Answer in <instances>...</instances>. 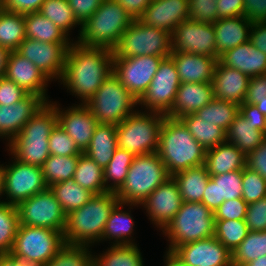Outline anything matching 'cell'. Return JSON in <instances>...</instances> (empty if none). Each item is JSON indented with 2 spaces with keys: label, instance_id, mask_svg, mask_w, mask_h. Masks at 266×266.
<instances>
[{
  "label": "cell",
  "instance_id": "1",
  "mask_svg": "<svg viewBox=\"0 0 266 266\" xmlns=\"http://www.w3.org/2000/svg\"><path fill=\"white\" fill-rule=\"evenodd\" d=\"M112 73L113 50L73 42L68 49L64 73L59 82L70 95L80 100V104H86Z\"/></svg>",
  "mask_w": 266,
  "mask_h": 266
},
{
  "label": "cell",
  "instance_id": "2",
  "mask_svg": "<svg viewBox=\"0 0 266 266\" xmlns=\"http://www.w3.org/2000/svg\"><path fill=\"white\" fill-rule=\"evenodd\" d=\"M119 202L115 192L107 191L94 194L82 207L68 213L63 231L65 244L88 247L100 244L105 224Z\"/></svg>",
  "mask_w": 266,
  "mask_h": 266
},
{
  "label": "cell",
  "instance_id": "3",
  "mask_svg": "<svg viewBox=\"0 0 266 266\" xmlns=\"http://www.w3.org/2000/svg\"><path fill=\"white\" fill-rule=\"evenodd\" d=\"M157 154L170 176L205 163L206 149L190 134L180 119L165 116Z\"/></svg>",
  "mask_w": 266,
  "mask_h": 266
},
{
  "label": "cell",
  "instance_id": "4",
  "mask_svg": "<svg viewBox=\"0 0 266 266\" xmlns=\"http://www.w3.org/2000/svg\"><path fill=\"white\" fill-rule=\"evenodd\" d=\"M56 124V109L47 102L6 144L9 156L22 163L41 167L50 156L49 136Z\"/></svg>",
  "mask_w": 266,
  "mask_h": 266
},
{
  "label": "cell",
  "instance_id": "5",
  "mask_svg": "<svg viewBox=\"0 0 266 266\" xmlns=\"http://www.w3.org/2000/svg\"><path fill=\"white\" fill-rule=\"evenodd\" d=\"M133 18L115 0H104L92 16L81 25L78 39L86 47H106L113 50Z\"/></svg>",
  "mask_w": 266,
  "mask_h": 266
},
{
  "label": "cell",
  "instance_id": "6",
  "mask_svg": "<svg viewBox=\"0 0 266 266\" xmlns=\"http://www.w3.org/2000/svg\"><path fill=\"white\" fill-rule=\"evenodd\" d=\"M170 177L157 152L135 155L124 183L115 194L121 203L140 205Z\"/></svg>",
  "mask_w": 266,
  "mask_h": 266
},
{
  "label": "cell",
  "instance_id": "7",
  "mask_svg": "<svg viewBox=\"0 0 266 266\" xmlns=\"http://www.w3.org/2000/svg\"><path fill=\"white\" fill-rule=\"evenodd\" d=\"M215 234V217L202 202H183L173 220L162 231L168 238L167 251L173 252L178 246Z\"/></svg>",
  "mask_w": 266,
  "mask_h": 266
},
{
  "label": "cell",
  "instance_id": "8",
  "mask_svg": "<svg viewBox=\"0 0 266 266\" xmlns=\"http://www.w3.org/2000/svg\"><path fill=\"white\" fill-rule=\"evenodd\" d=\"M165 115L159 112L137 110L116 125L118 148L134 155L155 153Z\"/></svg>",
  "mask_w": 266,
  "mask_h": 266
},
{
  "label": "cell",
  "instance_id": "9",
  "mask_svg": "<svg viewBox=\"0 0 266 266\" xmlns=\"http://www.w3.org/2000/svg\"><path fill=\"white\" fill-rule=\"evenodd\" d=\"M85 105L99 124L118 125L139 109V100L112 73Z\"/></svg>",
  "mask_w": 266,
  "mask_h": 266
},
{
  "label": "cell",
  "instance_id": "10",
  "mask_svg": "<svg viewBox=\"0 0 266 266\" xmlns=\"http://www.w3.org/2000/svg\"><path fill=\"white\" fill-rule=\"evenodd\" d=\"M145 55L170 56L171 34L163 29L147 26L139 19H133L113 49V56L129 58Z\"/></svg>",
  "mask_w": 266,
  "mask_h": 266
},
{
  "label": "cell",
  "instance_id": "11",
  "mask_svg": "<svg viewBox=\"0 0 266 266\" xmlns=\"http://www.w3.org/2000/svg\"><path fill=\"white\" fill-rule=\"evenodd\" d=\"M64 244L61 231L20 224L11 251L45 265Z\"/></svg>",
  "mask_w": 266,
  "mask_h": 266
},
{
  "label": "cell",
  "instance_id": "12",
  "mask_svg": "<svg viewBox=\"0 0 266 266\" xmlns=\"http://www.w3.org/2000/svg\"><path fill=\"white\" fill-rule=\"evenodd\" d=\"M12 160V161H11ZM4 165V196L2 202L17 206L31 196L48 189L40 166L22 163L11 157Z\"/></svg>",
  "mask_w": 266,
  "mask_h": 266
},
{
  "label": "cell",
  "instance_id": "13",
  "mask_svg": "<svg viewBox=\"0 0 266 266\" xmlns=\"http://www.w3.org/2000/svg\"><path fill=\"white\" fill-rule=\"evenodd\" d=\"M16 208L21 225L45 227L63 233L66 214L49 188L22 201Z\"/></svg>",
  "mask_w": 266,
  "mask_h": 266
},
{
  "label": "cell",
  "instance_id": "14",
  "mask_svg": "<svg viewBox=\"0 0 266 266\" xmlns=\"http://www.w3.org/2000/svg\"><path fill=\"white\" fill-rule=\"evenodd\" d=\"M181 84L173 59H162L146 93L139 100L140 110L166 115L172 108Z\"/></svg>",
  "mask_w": 266,
  "mask_h": 266
},
{
  "label": "cell",
  "instance_id": "15",
  "mask_svg": "<svg viewBox=\"0 0 266 266\" xmlns=\"http://www.w3.org/2000/svg\"><path fill=\"white\" fill-rule=\"evenodd\" d=\"M163 58L165 57L150 55L129 58L113 56V73L140 100L148 90Z\"/></svg>",
  "mask_w": 266,
  "mask_h": 266
},
{
  "label": "cell",
  "instance_id": "16",
  "mask_svg": "<svg viewBox=\"0 0 266 266\" xmlns=\"http://www.w3.org/2000/svg\"><path fill=\"white\" fill-rule=\"evenodd\" d=\"M171 51L215 57L216 35L213 24L182 21L171 34Z\"/></svg>",
  "mask_w": 266,
  "mask_h": 266
},
{
  "label": "cell",
  "instance_id": "17",
  "mask_svg": "<svg viewBox=\"0 0 266 266\" xmlns=\"http://www.w3.org/2000/svg\"><path fill=\"white\" fill-rule=\"evenodd\" d=\"M72 44H55L25 38L16 50L31 61L51 81L61 80L69 47Z\"/></svg>",
  "mask_w": 266,
  "mask_h": 266
},
{
  "label": "cell",
  "instance_id": "18",
  "mask_svg": "<svg viewBox=\"0 0 266 266\" xmlns=\"http://www.w3.org/2000/svg\"><path fill=\"white\" fill-rule=\"evenodd\" d=\"M50 103L56 109L58 125L75 142L78 149L84 153L99 124L92 111L85 104L80 103H74L64 109L57 101L50 100Z\"/></svg>",
  "mask_w": 266,
  "mask_h": 266
},
{
  "label": "cell",
  "instance_id": "19",
  "mask_svg": "<svg viewBox=\"0 0 266 266\" xmlns=\"http://www.w3.org/2000/svg\"><path fill=\"white\" fill-rule=\"evenodd\" d=\"M183 203L176 181L171 176L141 204L150 222L163 231L173 220Z\"/></svg>",
  "mask_w": 266,
  "mask_h": 266
},
{
  "label": "cell",
  "instance_id": "20",
  "mask_svg": "<svg viewBox=\"0 0 266 266\" xmlns=\"http://www.w3.org/2000/svg\"><path fill=\"white\" fill-rule=\"evenodd\" d=\"M173 253L189 266H232V252L214 236L180 245Z\"/></svg>",
  "mask_w": 266,
  "mask_h": 266
},
{
  "label": "cell",
  "instance_id": "21",
  "mask_svg": "<svg viewBox=\"0 0 266 266\" xmlns=\"http://www.w3.org/2000/svg\"><path fill=\"white\" fill-rule=\"evenodd\" d=\"M5 77L15 82L28 94H37L46 102H50L47 87L52 81L17 51H11L9 54Z\"/></svg>",
  "mask_w": 266,
  "mask_h": 266
},
{
  "label": "cell",
  "instance_id": "22",
  "mask_svg": "<svg viewBox=\"0 0 266 266\" xmlns=\"http://www.w3.org/2000/svg\"><path fill=\"white\" fill-rule=\"evenodd\" d=\"M47 102L37 94H28L21 101L8 106L0 105V138L8 144L24 125Z\"/></svg>",
  "mask_w": 266,
  "mask_h": 266
},
{
  "label": "cell",
  "instance_id": "23",
  "mask_svg": "<svg viewBox=\"0 0 266 266\" xmlns=\"http://www.w3.org/2000/svg\"><path fill=\"white\" fill-rule=\"evenodd\" d=\"M188 9L189 0H151L139 20L172 34L182 21L189 20Z\"/></svg>",
  "mask_w": 266,
  "mask_h": 266
},
{
  "label": "cell",
  "instance_id": "24",
  "mask_svg": "<svg viewBox=\"0 0 266 266\" xmlns=\"http://www.w3.org/2000/svg\"><path fill=\"white\" fill-rule=\"evenodd\" d=\"M250 77L243 72L223 65L219 60L212 80L213 96L218 100L244 103Z\"/></svg>",
  "mask_w": 266,
  "mask_h": 266
},
{
  "label": "cell",
  "instance_id": "25",
  "mask_svg": "<svg viewBox=\"0 0 266 266\" xmlns=\"http://www.w3.org/2000/svg\"><path fill=\"white\" fill-rule=\"evenodd\" d=\"M214 99L212 83H181L171 110L165 115L180 119L194 114Z\"/></svg>",
  "mask_w": 266,
  "mask_h": 266
},
{
  "label": "cell",
  "instance_id": "26",
  "mask_svg": "<svg viewBox=\"0 0 266 266\" xmlns=\"http://www.w3.org/2000/svg\"><path fill=\"white\" fill-rule=\"evenodd\" d=\"M170 57L173 59L181 83L212 82L217 58L174 51H171Z\"/></svg>",
  "mask_w": 266,
  "mask_h": 266
},
{
  "label": "cell",
  "instance_id": "27",
  "mask_svg": "<svg viewBox=\"0 0 266 266\" xmlns=\"http://www.w3.org/2000/svg\"><path fill=\"white\" fill-rule=\"evenodd\" d=\"M126 206L130 210H128V208L127 210H125ZM139 206L140 205L126 203L124 204L119 202L111 211V214L105 224L100 243L109 241V245L137 244L133 236L135 231V219L131 216V211L133 210V208H138Z\"/></svg>",
  "mask_w": 266,
  "mask_h": 266
},
{
  "label": "cell",
  "instance_id": "28",
  "mask_svg": "<svg viewBox=\"0 0 266 266\" xmlns=\"http://www.w3.org/2000/svg\"><path fill=\"white\" fill-rule=\"evenodd\" d=\"M242 198V170L210 176L202 203L214 212L224 201Z\"/></svg>",
  "mask_w": 266,
  "mask_h": 266
},
{
  "label": "cell",
  "instance_id": "29",
  "mask_svg": "<svg viewBox=\"0 0 266 266\" xmlns=\"http://www.w3.org/2000/svg\"><path fill=\"white\" fill-rule=\"evenodd\" d=\"M223 65L237 69L249 77L266 74V55L250 41L231 48L218 59Z\"/></svg>",
  "mask_w": 266,
  "mask_h": 266
},
{
  "label": "cell",
  "instance_id": "30",
  "mask_svg": "<svg viewBox=\"0 0 266 266\" xmlns=\"http://www.w3.org/2000/svg\"><path fill=\"white\" fill-rule=\"evenodd\" d=\"M252 25L253 22L244 16L220 18L214 22L216 53L220 56L225 51L249 41Z\"/></svg>",
  "mask_w": 266,
  "mask_h": 266
},
{
  "label": "cell",
  "instance_id": "31",
  "mask_svg": "<svg viewBox=\"0 0 266 266\" xmlns=\"http://www.w3.org/2000/svg\"><path fill=\"white\" fill-rule=\"evenodd\" d=\"M204 165L210 176L243 170L246 167V155L235 145L224 142L206 150Z\"/></svg>",
  "mask_w": 266,
  "mask_h": 266
},
{
  "label": "cell",
  "instance_id": "32",
  "mask_svg": "<svg viewBox=\"0 0 266 266\" xmlns=\"http://www.w3.org/2000/svg\"><path fill=\"white\" fill-rule=\"evenodd\" d=\"M117 148L116 125L98 124L84 154L104 169Z\"/></svg>",
  "mask_w": 266,
  "mask_h": 266
},
{
  "label": "cell",
  "instance_id": "33",
  "mask_svg": "<svg viewBox=\"0 0 266 266\" xmlns=\"http://www.w3.org/2000/svg\"><path fill=\"white\" fill-rule=\"evenodd\" d=\"M24 24L26 38L55 44L74 42V38L70 39L56 24L39 12L24 14Z\"/></svg>",
  "mask_w": 266,
  "mask_h": 266
},
{
  "label": "cell",
  "instance_id": "34",
  "mask_svg": "<svg viewBox=\"0 0 266 266\" xmlns=\"http://www.w3.org/2000/svg\"><path fill=\"white\" fill-rule=\"evenodd\" d=\"M266 134L254 128L239 113L226 131V142L235 145L245 155L258 148Z\"/></svg>",
  "mask_w": 266,
  "mask_h": 266
},
{
  "label": "cell",
  "instance_id": "35",
  "mask_svg": "<svg viewBox=\"0 0 266 266\" xmlns=\"http://www.w3.org/2000/svg\"><path fill=\"white\" fill-rule=\"evenodd\" d=\"M183 202H202L210 175L205 165L192 167L174 174Z\"/></svg>",
  "mask_w": 266,
  "mask_h": 266
},
{
  "label": "cell",
  "instance_id": "36",
  "mask_svg": "<svg viewBox=\"0 0 266 266\" xmlns=\"http://www.w3.org/2000/svg\"><path fill=\"white\" fill-rule=\"evenodd\" d=\"M138 246V244L110 245V247L108 245L102 253H93V266H145Z\"/></svg>",
  "mask_w": 266,
  "mask_h": 266
},
{
  "label": "cell",
  "instance_id": "37",
  "mask_svg": "<svg viewBox=\"0 0 266 266\" xmlns=\"http://www.w3.org/2000/svg\"><path fill=\"white\" fill-rule=\"evenodd\" d=\"M48 188L66 215L82 207L94 196V193L78 185L73 178L55 183Z\"/></svg>",
  "mask_w": 266,
  "mask_h": 266
},
{
  "label": "cell",
  "instance_id": "38",
  "mask_svg": "<svg viewBox=\"0 0 266 266\" xmlns=\"http://www.w3.org/2000/svg\"><path fill=\"white\" fill-rule=\"evenodd\" d=\"M180 120L187 127L193 138L206 150L226 142V132L215 122L200 121L195 114L185 115Z\"/></svg>",
  "mask_w": 266,
  "mask_h": 266
},
{
  "label": "cell",
  "instance_id": "39",
  "mask_svg": "<svg viewBox=\"0 0 266 266\" xmlns=\"http://www.w3.org/2000/svg\"><path fill=\"white\" fill-rule=\"evenodd\" d=\"M73 179L78 185L94 194L108 191L105 188L104 169L84 153L79 156Z\"/></svg>",
  "mask_w": 266,
  "mask_h": 266
},
{
  "label": "cell",
  "instance_id": "40",
  "mask_svg": "<svg viewBox=\"0 0 266 266\" xmlns=\"http://www.w3.org/2000/svg\"><path fill=\"white\" fill-rule=\"evenodd\" d=\"M25 38L24 14L0 8V46L16 51Z\"/></svg>",
  "mask_w": 266,
  "mask_h": 266
},
{
  "label": "cell",
  "instance_id": "41",
  "mask_svg": "<svg viewBox=\"0 0 266 266\" xmlns=\"http://www.w3.org/2000/svg\"><path fill=\"white\" fill-rule=\"evenodd\" d=\"M39 13L56 24L70 39V32L78 26L80 28L78 30V39L81 32V25L76 20L67 0H45L41 5Z\"/></svg>",
  "mask_w": 266,
  "mask_h": 266
},
{
  "label": "cell",
  "instance_id": "42",
  "mask_svg": "<svg viewBox=\"0 0 266 266\" xmlns=\"http://www.w3.org/2000/svg\"><path fill=\"white\" fill-rule=\"evenodd\" d=\"M200 121L215 122L225 132L239 114V105L235 102L213 99L194 113Z\"/></svg>",
  "mask_w": 266,
  "mask_h": 266
},
{
  "label": "cell",
  "instance_id": "43",
  "mask_svg": "<svg viewBox=\"0 0 266 266\" xmlns=\"http://www.w3.org/2000/svg\"><path fill=\"white\" fill-rule=\"evenodd\" d=\"M134 157L133 153L125 149L115 150L110 162L104 168L105 188L108 191L116 192L122 186Z\"/></svg>",
  "mask_w": 266,
  "mask_h": 266
},
{
  "label": "cell",
  "instance_id": "44",
  "mask_svg": "<svg viewBox=\"0 0 266 266\" xmlns=\"http://www.w3.org/2000/svg\"><path fill=\"white\" fill-rule=\"evenodd\" d=\"M80 155H51L41 166L47 186L73 178Z\"/></svg>",
  "mask_w": 266,
  "mask_h": 266
},
{
  "label": "cell",
  "instance_id": "45",
  "mask_svg": "<svg viewBox=\"0 0 266 266\" xmlns=\"http://www.w3.org/2000/svg\"><path fill=\"white\" fill-rule=\"evenodd\" d=\"M263 255H266V230L250 231L232 252V266H244Z\"/></svg>",
  "mask_w": 266,
  "mask_h": 266
},
{
  "label": "cell",
  "instance_id": "46",
  "mask_svg": "<svg viewBox=\"0 0 266 266\" xmlns=\"http://www.w3.org/2000/svg\"><path fill=\"white\" fill-rule=\"evenodd\" d=\"M245 219H215L214 237L233 252L249 233Z\"/></svg>",
  "mask_w": 266,
  "mask_h": 266
},
{
  "label": "cell",
  "instance_id": "47",
  "mask_svg": "<svg viewBox=\"0 0 266 266\" xmlns=\"http://www.w3.org/2000/svg\"><path fill=\"white\" fill-rule=\"evenodd\" d=\"M20 221L17 208L0 202V254L11 252Z\"/></svg>",
  "mask_w": 266,
  "mask_h": 266
},
{
  "label": "cell",
  "instance_id": "48",
  "mask_svg": "<svg viewBox=\"0 0 266 266\" xmlns=\"http://www.w3.org/2000/svg\"><path fill=\"white\" fill-rule=\"evenodd\" d=\"M43 266H93L92 247L64 244Z\"/></svg>",
  "mask_w": 266,
  "mask_h": 266
},
{
  "label": "cell",
  "instance_id": "49",
  "mask_svg": "<svg viewBox=\"0 0 266 266\" xmlns=\"http://www.w3.org/2000/svg\"><path fill=\"white\" fill-rule=\"evenodd\" d=\"M266 196V180L256 171L245 167L242 170V198L246 203H254Z\"/></svg>",
  "mask_w": 266,
  "mask_h": 266
},
{
  "label": "cell",
  "instance_id": "50",
  "mask_svg": "<svg viewBox=\"0 0 266 266\" xmlns=\"http://www.w3.org/2000/svg\"><path fill=\"white\" fill-rule=\"evenodd\" d=\"M49 151L51 155L57 156H72L82 154L75 142L58 125V123L52 129L49 136Z\"/></svg>",
  "mask_w": 266,
  "mask_h": 266
},
{
  "label": "cell",
  "instance_id": "51",
  "mask_svg": "<svg viewBox=\"0 0 266 266\" xmlns=\"http://www.w3.org/2000/svg\"><path fill=\"white\" fill-rule=\"evenodd\" d=\"M190 21L213 24L218 20L216 0H189Z\"/></svg>",
  "mask_w": 266,
  "mask_h": 266
},
{
  "label": "cell",
  "instance_id": "52",
  "mask_svg": "<svg viewBox=\"0 0 266 266\" xmlns=\"http://www.w3.org/2000/svg\"><path fill=\"white\" fill-rule=\"evenodd\" d=\"M248 203L243 198L224 201L215 211V219L241 220L245 219Z\"/></svg>",
  "mask_w": 266,
  "mask_h": 266
},
{
  "label": "cell",
  "instance_id": "53",
  "mask_svg": "<svg viewBox=\"0 0 266 266\" xmlns=\"http://www.w3.org/2000/svg\"><path fill=\"white\" fill-rule=\"evenodd\" d=\"M245 222L249 231L266 230V196L248 204Z\"/></svg>",
  "mask_w": 266,
  "mask_h": 266
},
{
  "label": "cell",
  "instance_id": "54",
  "mask_svg": "<svg viewBox=\"0 0 266 266\" xmlns=\"http://www.w3.org/2000/svg\"><path fill=\"white\" fill-rule=\"evenodd\" d=\"M28 93L6 77L0 78V105L10 106L21 101Z\"/></svg>",
  "mask_w": 266,
  "mask_h": 266
},
{
  "label": "cell",
  "instance_id": "55",
  "mask_svg": "<svg viewBox=\"0 0 266 266\" xmlns=\"http://www.w3.org/2000/svg\"><path fill=\"white\" fill-rule=\"evenodd\" d=\"M74 16L80 25H83L100 7L104 0H67Z\"/></svg>",
  "mask_w": 266,
  "mask_h": 266
},
{
  "label": "cell",
  "instance_id": "56",
  "mask_svg": "<svg viewBox=\"0 0 266 266\" xmlns=\"http://www.w3.org/2000/svg\"><path fill=\"white\" fill-rule=\"evenodd\" d=\"M266 100V74L250 77L244 103L257 104Z\"/></svg>",
  "mask_w": 266,
  "mask_h": 266
},
{
  "label": "cell",
  "instance_id": "57",
  "mask_svg": "<svg viewBox=\"0 0 266 266\" xmlns=\"http://www.w3.org/2000/svg\"><path fill=\"white\" fill-rule=\"evenodd\" d=\"M45 0H0V8L6 11L27 14L39 12Z\"/></svg>",
  "mask_w": 266,
  "mask_h": 266
},
{
  "label": "cell",
  "instance_id": "58",
  "mask_svg": "<svg viewBox=\"0 0 266 266\" xmlns=\"http://www.w3.org/2000/svg\"><path fill=\"white\" fill-rule=\"evenodd\" d=\"M246 167L256 171L266 180V139L246 155Z\"/></svg>",
  "mask_w": 266,
  "mask_h": 266
},
{
  "label": "cell",
  "instance_id": "59",
  "mask_svg": "<svg viewBox=\"0 0 266 266\" xmlns=\"http://www.w3.org/2000/svg\"><path fill=\"white\" fill-rule=\"evenodd\" d=\"M239 113L245 118L248 123L254 125L255 129H258L266 134V116H264L257 109L255 104H240Z\"/></svg>",
  "mask_w": 266,
  "mask_h": 266
},
{
  "label": "cell",
  "instance_id": "60",
  "mask_svg": "<svg viewBox=\"0 0 266 266\" xmlns=\"http://www.w3.org/2000/svg\"><path fill=\"white\" fill-rule=\"evenodd\" d=\"M243 16L251 22H265L266 0H244Z\"/></svg>",
  "mask_w": 266,
  "mask_h": 266
},
{
  "label": "cell",
  "instance_id": "61",
  "mask_svg": "<svg viewBox=\"0 0 266 266\" xmlns=\"http://www.w3.org/2000/svg\"><path fill=\"white\" fill-rule=\"evenodd\" d=\"M217 17L243 16L244 0H216Z\"/></svg>",
  "mask_w": 266,
  "mask_h": 266
},
{
  "label": "cell",
  "instance_id": "62",
  "mask_svg": "<svg viewBox=\"0 0 266 266\" xmlns=\"http://www.w3.org/2000/svg\"><path fill=\"white\" fill-rule=\"evenodd\" d=\"M249 41L266 55V21L253 22Z\"/></svg>",
  "mask_w": 266,
  "mask_h": 266
},
{
  "label": "cell",
  "instance_id": "63",
  "mask_svg": "<svg viewBox=\"0 0 266 266\" xmlns=\"http://www.w3.org/2000/svg\"><path fill=\"white\" fill-rule=\"evenodd\" d=\"M133 18L139 19L145 9L150 5L151 0H115Z\"/></svg>",
  "mask_w": 266,
  "mask_h": 266
},
{
  "label": "cell",
  "instance_id": "64",
  "mask_svg": "<svg viewBox=\"0 0 266 266\" xmlns=\"http://www.w3.org/2000/svg\"><path fill=\"white\" fill-rule=\"evenodd\" d=\"M0 266H43V264L24 256L16 255L11 251L0 254Z\"/></svg>",
  "mask_w": 266,
  "mask_h": 266
},
{
  "label": "cell",
  "instance_id": "65",
  "mask_svg": "<svg viewBox=\"0 0 266 266\" xmlns=\"http://www.w3.org/2000/svg\"><path fill=\"white\" fill-rule=\"evenodd\" d=\"M164 253V266H189L182 262L173 252L166 250Z\"/></svg>",
  "mask_w": 266,
  "mask_h": 266
},
{
  "label": "cell",
  "instance_id": "66",
  "mask_svg": "<svg viewBox=\"0 0 266 266\" xmlns=\"http://www.w3.org/2000/svg\"><path fill=\"white\" fill-rule=\"evenodd\" d=\"M10 50L0 46V78L5 77Z\"/></svg>",
  "mask_w": 266,
  "mask_h": 266
},
{
  "label": "cell",
  "instance_id": "67",
  "mask_svg": "<svg viewBox=\"0 0 266 266\" xmlns=\"http://www.w3.org/2000/svg\"><path fill=\"white\" fill-rule=\"evenodd\" d=\"M244 266H266V255L259 256L253 261L246 263Z\"/></svg>",
  "mask_w": 266,
  "mask_h": 266
},
{
  "label": "cell",
  "instance_id": "68",
  "mask_svg": "<svg viewBox=\"0 0 266 266\" xmlns=\"http://www.w3.org/2000/svg\"><path fill=\"white\" fill-rule=\"evenodd\" d=\"M4 176H5V169L4 163L0 164V202L4 196Z\"/></svg>",
  "mask_w": 266,
  "mask_h": 266
},
{
  "label": "cell",
  "instance_id": "69",
  "mask_svg": "<svg viewBox=\"0 0 266 266\" xmlns=\"http://www.w3.org/2000/svg\"><path fill=\"white\" fill-rule=\"evenodd\" d=\"M257 109L264 115L266 116V100L260 101L257 104H255Z\"/></svg>",
  "mask_w": 266,
  "mask_h": 266
}]
</instances>
